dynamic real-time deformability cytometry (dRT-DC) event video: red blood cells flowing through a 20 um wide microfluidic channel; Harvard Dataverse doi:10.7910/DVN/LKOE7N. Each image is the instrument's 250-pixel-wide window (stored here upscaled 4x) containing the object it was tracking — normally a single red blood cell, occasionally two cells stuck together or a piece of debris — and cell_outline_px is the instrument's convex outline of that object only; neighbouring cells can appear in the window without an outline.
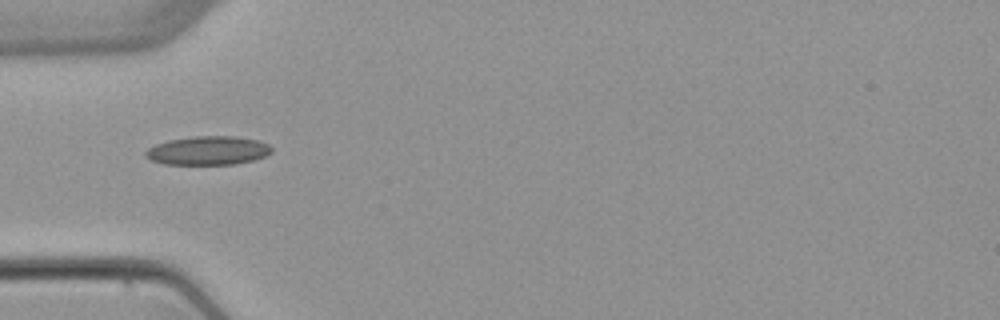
{"species": "common noctule bat (a hibernating species)", "species_latin": "Nyctalus noctula", "temperature_condition": "warm", "stored_images_in_passage": 2, "camera_frame_rate_fps": 3000, "um_per_image_px": 0.085, "animal": {"sex": "female", "body_mass_g": 22.7, "forearm_length_mm": 54.2}, "frame": {"image": 1, "passage_image": 1, "time_ms": 0.0, "image_size_px": [1000, 320], "cell_outline_px": [[272, 152], [264, 156], [252, 160], [232, 164], [164, 164], [152, 160], [144, 156], [144, 152], [148, 148], [156, 144], [168, 140], [196, 136], [236, 136], [256, 140], [268, 144], [272, 148]], "centroid_in_image_um": [17.66, 12.79], "position_along_channel_um": 67.3, "area_um2": 20.98}}
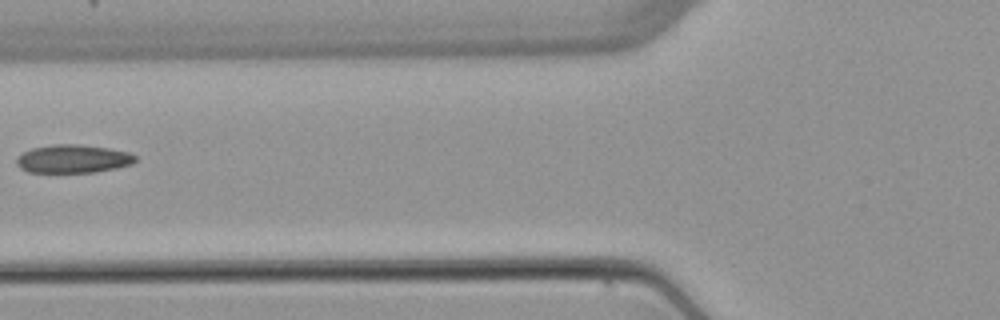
{"frame": {"image": 2, "passage_image": 2, "time_ms": 1.333, "image_size_px": [1000, 320], "cell_outline_px": [[136, 160], [132, 164], [116, 168], [96, 172], [28, 172], [20, 168], [16, 164], [16, 156], [32, 148], [52, 144], [76, 144], [108, 148], [128, 152], [136, 156]], "centroid_in_image_um": [6.18, 13.5], "position_along_channel_um": 119.6, "area_um2": 19.59}}